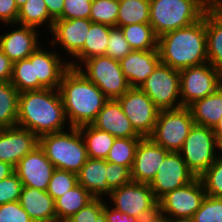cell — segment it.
<instances>
[{"instance_id": "obj_1", "label": "cell", "mask_w": 222, "mask_h": 222, "mask_svg": "<svg viewBox=\"0 0 222 222\" xmlns=\"http://www.w3.org/2000/svg\"><path fill=\"white\" fill-rule=\"evenodd\" d=\"M17 126L31 130L38 138L70 128L59 90L20 92Z\"/></svg>"}, {"instance_id": "obj_2", "label": "cell", "mask_w": 222, "mask_h": 222, "mask_svg": "<svg viewBox=\"0 0 222 222\" xmlns=\"http://www.w3.org/2000/svg\"><path fill=\"white\" fill-rule=\"evenodd\" d=\"M59 92L70 127L91 124L108 98L77 68L70 67L63 75Z\"/></svg>"}, {"instance_id": "obj_3", "label": "cell", "mask_w": 222, "mask_h": 222, "mask_svg": "<svg viewBox=\"0 0 222 222\" xmlns=\"http://www.w3.org/2000/svg\"><path fill=\"white\" fill-rule=\"evenodd\" d=\"M158 51L161 63L177 70L208 62L205 13L198 22L159 36Z\"/></svg>"}, {"instance_id": "obj_4", "label": "cell", "mask_w": 222, "mask_h": 222, "mask_svg": "<svg viewBox=\"0 0 222 222\" xmlns=\"http://www.w3.org/2000/svg\"><path fill=\"white\" fill-rule=\"evenodd\" d=\"M39 146L56 169L76 174L89 158L84 138L78 127L45 134L39 137Z\"/></svg>"}, {"instance_id": "obj_5", "label": "cell", "mask_w": 222, "mask_h": 222, "mask_svg": "<svg viewBox=\"0 0 222 222\" xmlns=\"http://www.w3.org/2000/svg\"><path fill=\"white\" fill-rule=\"evenodd\" d=\"M206 10L197 0H150L149 24L159 37L198 22Z\"/></svg>"}, {"instance_id": "obj_6", "label": "cell", "mask_w": 222, "mask_h": 222, "mask_svg": "<svg viewBox=\"0 0 222 222\" xmlns=\"http://www.w3.org/2000/svg\"><path fill=\"white\" fill-rule=\"evenodd\" d=\"M107 199L116 210L142 222L158 215V200L149 184L131 181L112 189Z\"/></svg>"}, {"instance_id": "obj_7", "label": "cell", "mask_w": 222, "mask_h": 222, "mask_svg": "<svg viewBox=\"0 0 222 222\" xmlns=\"http://www.w3.org/2000/svg\"><path fill=\"white\" fill-rule=\"evenodd\" d=\"M213 128L194 124L179 151L188 169L200 177L218 157Z\"/></svg>"}, {"instance_id": "obj_8", "label": "cell", "mask_w": 222, "mask_h": 222, "mask_svg": "<svg viewBox=\"0 0 222 222\" xmlns=\"http://www.w3.org/2000/svg\"><path fill=\"white\" fill-rule=\"evenodd\" d=\"M77 69L108 99H117L131 88L121 70L120 62L105 55L88 58Z\"/></svg>"}, {"instance_id": "obj_9", "label": "cell", "mask_w": 222, "mask_h": 222, "mask_svg": "<svg viewBox=\"0 0 222 222\" xmlns=\"http://www.w3.org/2000/svg\"><path fill=\"white\" fill-rule=\"evenodd\" d=\"M194 125L188 107L159 111L153 133L149 136L156 144L169 152H179Z\"/></svg>"}, {"instance_id": "obj_10", "label": "cell", "mask_w": 222, "mask_h": 222, "mask_svg": "<svg viewBox=\"0 0 222 222\" xmlns=\"http://www.w3.org/2000/svg\"><path fill=\"white\" fill-rule=\"evenodd\" d=\"M180 97L184 107L216 92L222 86V73L209 62L179 70Z\"/></svg>"}, {"instance_id": "obj_11", "label": "cell", "mask_w": 222, "mask_h": 222, "mask_svg": "<svg viewBox=\"0 0 222 222\" xmlns=\"http://www.w3.org/2000/svg\"><path fill=\"white\" fill-rule=\"evenodd\" d=\"M160 109L182 107L180 97V73L160 63L139 87Z\"/></svg>"}, {"instance_id": "obj_12", "label": "cell", "mask_w": 222, "mask_h": 222, "mask_svg": "<svg viewBox=\"0 0 222 222\" xmlns=\"http://www.w3.org/2000/svg\"><path fill=\"white\" fill-rule=\"evenodd\" d=\"M205 196L203 184L196 177L189 184L164 195L158 201V214L167 219H191Z\"/></svg>"}, {"instance_id": "obj_13", "label": "cell", "mask_w": 222, "mask_h": 222, "mask_svg": "<svg viewBox=\"0 0 222 222\" xmlns=\"http://www.w3.org/2000/svg\"><path fill=\"white\" fill-rule=\"evenodd\" d=\"M117 100L134 129L142 137H149L154 131L160 111L151 98L139 87H131Z\"/></svg>"}, {"instance_id": "obj_14", "label": "cell", "mask_w": 222, "mask_h": 222, "mask_svg": "<svg viewBox=\"0 0 222 222\" xmlns=\"http://www.w3.org/2000/svg\"><path fill=\"white\" fill-rule=\"evenodd\" d=\"M195 178V175L188 169L180 153L169 152L149 186L159 201L168 192L189 184Z\"/></svg>"}, {"instance_id": "obj_15", "label": "cell", "mask_w": 222, "mask_h": 222, "mask_svg": "<svg viewBox=\"0 0 222 222\" xmlns=\"http://www.w3.org/2000/svg\"><path fill=\"white\" fill-rule=\"evenodd\" d=\"M4 26L9 29L0 34V50L13 63L28 58L39 46L43 44L40 43L41 37L43 36L42 32L39 33L41 28L39 30L31 26L20 25L18 23L4 24Z\"/></svg>"}, {"instance_id": "obj_16", "label": "cell", "mask_w": 222, "mask_h": 222, "mask_svg": "<svg viewBox=\"0 0 222 222\" xmlns=\"http://www.w3.org/2000/svg\"><path fill=\"white\" fill-rule=\"evenodd\" d=\"M42 46L43 44L28 57L34 63L35 79L39 80V90L59 89L64 73L70 68L69 62L52 45L49 47L50 50L45 45Z\"/></svg>"}, {"instance_id": "obj_17", "label": "cell", "mask_w": 222, "mask_h": 222, "mask_svg": "<svg viewBox=\"0 0 222 222\" xmlns=\"http://www.w3.org/2000/svg\"><path fill=\"white\" fill-rule=\"evenodd\" d=\"M91 23L90 19H56L49 32V46L62 49L69 62V57L72 59L83 48Z\"/></svg>"}, {"instance_id": "obj_18", "label": "cell", "mask_w": 222, "mask_h": 222, "mask_svg": "<svg viewBox=\"0 0 222 222\" xmlns=\"http://www.w3.org/2000/svg\"><path fill=\"white\" fill-rule=\"evenodd\" d=\"M55 169L43 149L38 145L17 163L14 172L23 186L46 191Z\"/></svg>"}, {"instance_id": "obj_19", "label": "cell", "mask_w": 222, "mask_h": 222, "mask_svg": "<svg viewBox=\"0 0 222 222\" xmlns=\"http://www.w3.org/2000/svg\"><path fill=\"white\" fill-rule=\"evenodd\" d=\"M168 153L169 151L156 144L150 137H142L131 168V180L150 184Z\"/></svg>"}, {"instance_id": "obj_20", "label": "cell", "mask_w": 222, "mask_h": 222, "mask_svg": "<svg viewBox=\"0 0 222 222\" xmlns=\"http://www.w3.org/2000/svg\"><path fill=\"white\" fill-rule=\"evenodd\" d=\"M38 145L39 138L31 130L19 126L0 129V161L14 168Z\"/></svg>"}, {"instance_id": "obj_21", "label": "cell", "mask_w": 222, "mask_h": 222, "mask_svg": "<svg viewBox=\"0 0 222 222\" xmlns=\"http://www.w3.org/2000/svg\"><path fill=\"white\" fill-rule=\"evenodd\" d=\"M91 124L115 138H142L124 114L117 99H108Z\"/></svg>"}, {"instance_id": "obj_22", "label": "cell", "mask_w": 222, "mask_h": 222, "mask_svg": "<svg viewBox=\"0 0 222 222\" xmlns=\"http://www.w3.org/2000/svg\"><path fill=\"white\" fill-rule=\"evenodd\" d=\"M119 62L130 87H140L161 63L158 49L132 50Z\"/></svg>"}, {"instance_id": "obj_23", "label": "cell", "mask_w": 222, "mask_h": 222, "mask_svg": "<svg viewBox=\"0 0 222 222\" xmlns=\"http://www.w3.org/2000/svg\"><path fill=\"white\" fill-rule=\"evenodd\" d=\"M19 203L34 222H57L55 200L46 191L23 186Z\"/></svg>"}, {"instance_id": "obj_24", "label": "cell", "mask_w": 222, "mask_h": 222, "mask_svg": "<svg viewBox=\"0 0 222 222\" xmlns=\"http://www.w3.org/2000/svg\"><path fill=\"white\" fill-rule=\"evenodd\" d=\"M106 160L88 158L77 173L78 184L83 186L94 198L106 199L112 189L107 184Z\"/></svg>"}, {"instance_id": "obj_25", "label": "cell", "mask_w": 222, "mask_h": 222, "mask_svg": "<svg viewBox=\"0 0 222 222\" xmlns=\"http://www.w3.org/2000/svg\"><path fill=\"white\" fill-rule=\"evenodd\" d=\"M111 28L106 24L91 23L83 48L69 60L70 67L77 68L88 58L105 55Z\"/></svg>"}, {"instance_id": "obj_26", "label": "cell", "mask_w": 222, "mask_h": 222, "mask_svg": "<svg viewBox=\"0 0 222 222\" xmlns=\"http://www.w3.org/2000/svg\"><path fill=\"white\" fill-rule=\"evenodd\" d=\"M208 62L222 73V13L217 9L205 11Z\"/></svg>"}, {"instance_id": "obj_27", "label": "cell", "mask_w": 222, "mask_h": 222, "mask_svg": "<svg viewBox=\"0 0 222 222\" xmlns=\"http://www.w3.org/2000/svg\"><path fill=\"white\" fill-rule=\"evenodd\" d=\"M188 108L194 124L214 128L222 117V86L213 94L195 101Z\"/></svg>"}, {"instance_id": "obj_28", "label": "cell", "mask_w": 222, "mask_h": 222, "mask_svg": "<svg viewBox=\"0 0 222 222\" xmlns=\"http://www.w3.org/2000/svg\"><path fill=\"white\" fill-rule=\"evenodd\" d=\"M94 197L80 184L75 185L64 195L55 200L57 222H66L81 208L90 203Z\"/></svg>"}, {"instance_id": "obj_29", "label": "cell", "mask_w": 222, "mask_h": 222, "mask_svg": "<svg viewBox=\"0 0 222 222\" xmlns=\"http://www.w3.org/2000/svg\"><path fill=\"white\" fill-rule=\"evenodd\" d=\"M86 144L89 158L106 160L115 137L92 124L78 127Z\"/></svg>"}, {"instance_id": "obj_30", "label": "cell", "mask_w": 222, "mask_h": 222, "mask_svg": "<svg viewBox=\"0 0 222 222\" xmlns=\"http://www.w3.org/2000/svg\"><path fill=\"white\" fill-rule=\"evenodd\" d=\"M54 21L49 15L44 0H27L26 3L19 8L16 23L37 29L44 27L50 32Z\"/></svg>"}, {"instance_id": "obj_31", "label": "cell", "mask_w": 222, "mask_h": 222, "mask_svg": "<svg viewBox=\"0 0 222 222\" xmlns=\"http://www.w3.org/2000/svg\"><path fill=\"white\" fill-rule=\"evenodd\" d=\"M119 28L132 50L158 49V36L149 23L130 24Z\"/></svg>"}, {"instance_id": "obj_32", "label": "cell", "mask_w": 222, "mask_h": 222, "mask_svg": "<svg viewBox=\"0 0 222 222\" xmlns=\"http://www.w3.org/2000/svg\"><path fill=\"white\" fill-rule=\"evenodd\" d=\"M19 92L10 81L0 82V129L17 126Z\"/></svg>"}, {"instance_id": "obj_33", "label": "cell", "mask_w": 222, "mask_h": 222, "mask_svg": "<svg viewBox=\"0 0 222 222\" xmlns=\"http://www.w3.org/2000/svg\"><path fill=\"white\" fill-rule=\"evenodd\" d=\"M150 0H119L116 27L149 23Z\"/></svg>"}, {"instance_id": "obj_34", "label": "cell", "mask_w": 222, "mask_h": 222, "mask_svg": "<svg viewBox=\"0 0 222 222\" xmlns=\"http://www.w3.org/2000/svg\"><path fill=\"white\" fill-rule=\"evenodd\" d=\"M10 82L19 93L39 90V80L35 79L34 63L29 58L14 62Z\"/></svg>"}, {"instance_id": "obj_35", "label": "cell", "mask_w": 222, "mask_h": 222, "mask_svg": "<svg viewBox=\"0 0 222 222\" xmlns=\"http://www.w3.org/2000/svg\"><path fill=\"white\" fill-rule=\"evenodd\" d=\"M140 139L141 138H115L106 161L126 166L131 170Z\"/></svg>"}, {"instance_id": "obj_36", "label": "cell", "mask_w": 222, "mask_h": 222, "mask_svg": "<svg viewBox=\"0 0 222 222\" xmlns=\"http://www.w3.org/2000/svg\"><path fill=\"white\" fill-rule=\"evenodd\" d=\"M119 0H94L91 4L90 20L92 23L116 27Z\"/></svg>"}, {"instance_id": "obj_37", "label": "cell", "mask_w": 222, "mask_h": 222, "mask_svg": "<svg viewBox=\"0 0 222 222\" xmlns=\"http://www.w3.org/2000/svg\"><path fill=\"white\" fill-rule=\"evenodd\" d=\"M199 178L207 196L222 198V158L217 157Z\"/></svg>"}, {"instance_id": "obj_38", "label": "cell", "mask_w": 222, "mask_h": 222, "mask_svg": "<svg viewBox=\"0 0 222 222\" xmlns=\"http://www.w3.org/2000/svg\"><path fill=\"white\" fill-rule=\"evenodd\" d=\"M78 184L77 174L74 172L55 169L46 192L56 200L68 190Z\"/></svg>"}, {"instance_id": "obj_39", "label": "cell", "mask_w": 222, "mask_h": 222, "mask_svg": "<svg viewBox=\"0 0 222 222\" xmlns=\"http://www.w3.org/2000/svg\"><path fill=\"white\" fill-rule=\"evenodd\" d=\"M191 219L193 222H222V198L206 195Z\"/></svg>"}, {"instance_id": "obj_40", "label": "cell", "mask_w": 222, "mask_h": 222, "mask_svg": "<svg viewBox=\"0 0 222 222\" xmlns=\"http://www.w3.org/2000/svg\"><path fill=\"white\" fill-rule=\"evenodd\" d=\"M105 201V199L94 198L66 222H107L106 214L103 211Z\"/></svg>"}, {"instance_id": "obj_41", "label": "cell", "mask_w": 222, "mask_h": 222, "mask_svg": "<svg viewBox=\"0 0 222 222\" xmlns=\"http://www.w3.org/2000/svg\"><path fill=\"white\" fill-rule=\"evenodd\" d=\"M105 56L120 61L132 51L120 28L112 27Z\"/></svg>"}, {"instance_id": "obj_42", "label": "cell", "mask_w": 222, "mask_h": 222, "mask_svg": "<svg viewBox=\"0 0 222 222\" xmlns=\"http://www.w3.org/2000/svg\"><path fill=\"white\" fill-rule=\"evenodd\" d=\"M23 184L14 172L9 177L0 181V205L19 201Z\"/></svg>"}, {"instance_id": "obj_43", "label": "cell", "mask_w": 222, "mask_h": 222, "mask_svg": "<svg viewBox=\"0 0 222 222\" xmlns=\"http://www.w3.org/2000/svg\"><path fill=\"white\" fill-rule=\"evenodd\" d=\"M94 0H64L63 13L58 19H89Z\"/></svg>"}, {"instance_id": "obj_44", "label": "cell", "mask_w": 222, "mask_h": 222, "mask_svg": "<svg viewBox=\"0 0 222 222\" xmlns=\"http://www.w3.org/2000/svg\"><path fill=\"white\" fill-rule=\"evenodd\" d=\"M106 172L107 184L111 189L121 187L132 181L131 170L126 166L106 161Z\"/></svg>"}, {"instance_id": "obj_45", "label": "cell", "mask_w": 222, "mask_h": 222, "mask_svg": "<svg viewBox=\"0 0 222 222\" xmlns=\"http://www.w3.org/2000/svg\"><path fill=\"white\" fill-rule=\"evenodd\" d=\"M0 222H34L19 201L0 205Z\"/></svg>"}, {"instance_id": "obj_46", "label": "cell", "mask_w": 222, "mask_h": 222, "mask_svg": "<svg viewBox=\"0 0 222 222\" xmlns=\"http://www.w3.org/2000/svg\"><path fill=\"white\" fill-rule=\"evenodd\" d=\"M19 14V8L15 0H0V23H16Z\"/></svg>"}, {"instance_id": "obj_47", "label": "cell", "mask_w": 222, "mask_h": 222, "mask_svg": "<svg viewBox=\"0 0 222 222\" xmlns=\"http://www.w3.org/2000/svg\"><path fill=\"white\" fill-rule=\"evenodd\" d=\"M103 211L106 214L107 222H142L138 219H133L121 211L116 210L110 204H108V200L107 202L105 201Z\"/></svg>"}, {"instance_id": "obj_48", "label": "cell", "mask_w": 222, "mask_h": 222, "mask_svg": "<svg viewBox=\"0 0 222 222\" xmlns=\"http://www.w3.org/2000/svg\"><path fill=\"white\" fill-rule=\"evenodd\" d=\"M13 62L0 50V82L10 81Z\"/></svg>"}, {"instance_id": "obj_49", "label": "cell", "mask_w": 222, "mask_h": 222, "mask_svg": "<svg viewBox=\"0 0 222 222\" xmlns=\"http://www.w3.org/2000/svg\"><path fill=\"white\" fill-rule=\"evenodd\" d=\"M49 15L54 19H58L62 13L64 8V0H44Z\"/></svg>"}, {"instance_id": "obj_50", "label": "cell", "mask_w": 222, "mask_h": 222, "mask_svg": "<svg viewBox=\"0 0 222 222\" xmlns=\"http://www.w3.org/2000/svg\"><path fill=\"white\" fill-rule=\"evenodd\" d=\"M14 173V167L8 163L0 161V181Z\"/></svg>"}, {"instance_id": "obj_51", "label": "cell", "mask_w": 222, "mask_h": 222, "mask_svg": "<svg viewBox=\"0 0 222 222\" xmlns=\"http://www.w3.org/2000/svg\"><path fill=\"white\" fill-rule=\"evenodd\" d=\"M202 4L207 10L217 9L221 0H197Z\"/></svg>"}, {"instance_id": "obj_52", "label": "cell", "mask_w": 222, "mask_h": 222, "mask_svg": "<svg viewBox=\"0 0 222 222\" xmlns=\"http://www.w3.org/2000/svg\"><path fill=\"white\" fill-rule=\"evenodd\" d=\"M213 132L216 135L217 140L222 137V117L220 118L219 122L213 128Z\"/></svg>"}, {"instance_id": "obj_53", "label": "cell", "mask_w": 222, "mask_h": 222, "mask_svg": "<svg viewBox=\"0 0 222 222\" xmlns=\"http://www.w3.org/2000/svg\"><path fill=\"white\" fill-rule=\"evenodd\" d=\"M144 222H169V219L160 216L159 214L153 218L145 220Z\"/></svg>"}, {"instance_id": "obj_54", "label": "cell", "mask_w": 222, "mask_h": 222, "mask_svg": "<svg viewBox=\"0 0 222 222\" xmlns=\"http://www.w3.org/2000/svg\"><path fill=\"white\" fill-rule=\"evenodd\" d=\"M217 150H218V157L219 158H222V137H220L218 139V142H217Z\"/></svg>"}, {"instance_id": "obj_55", "label": "cell", "mask_w": 222, "mask_h": 222, "mask_svg": "<svg viewBox=\"0 0 222 222\" xmlns=\"http://www.w3.org/2000/svg\"><path fill=\"white\" fill-rule=\"evenodd\" d=\"M169 222H193L190 218L169 219Z\"/></svg>"}, {"instance_id": "obj_56", "label": "cell", "mask_w": 222, "mask_h": 222, "mask_svg": "<svg viewBox=\"0 0 222 222\" xmlns=\"http://www.w3.org/2000/svg\"><path fill=\"white\" fill-rule=\"evenodd\" d=\"M26 1H27V0H15V2H16V4H17L18 8H20L23 4H25Z\"/></svg>"}, {"instance_id": "obj_57", "label": "cell", "mask_w": 222, "mask_h": 222, "mask_svg": "<svg viewBox=\"0 0 222 222\" xmlns=\"http://www.w3.org/2000/svg\"><path fill=\"white\" fill-rule=\"evenodd\" d=\"M217 10L222 13V0L220 1V4L217 7Z\"/></svg>"}]
</instances>
